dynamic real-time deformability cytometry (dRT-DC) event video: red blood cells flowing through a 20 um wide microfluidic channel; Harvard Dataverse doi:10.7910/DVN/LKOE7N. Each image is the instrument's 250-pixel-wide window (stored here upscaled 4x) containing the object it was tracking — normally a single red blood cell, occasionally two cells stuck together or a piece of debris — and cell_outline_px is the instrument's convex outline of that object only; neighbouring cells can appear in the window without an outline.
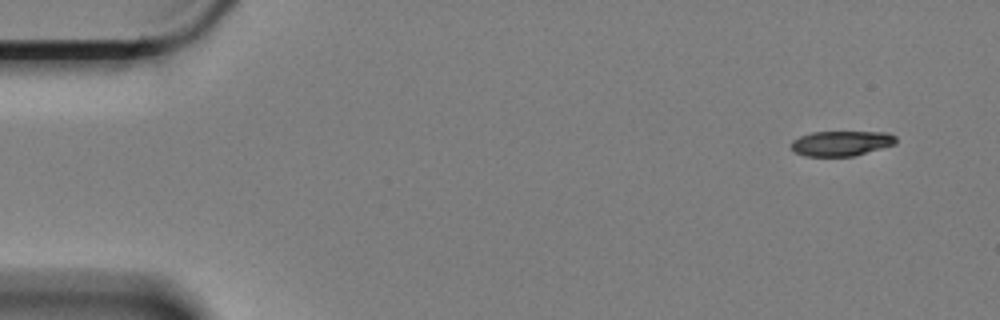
{"species": "Egyptian fruit bat (a non-hibernating species)", "species_latin": "Rousettus aegyptiacus", "temperature_condition": "cold", "stored_images_in_passage": 4, "camera_frame_rate_fps": 3000, "um_per_image_px": 0.085, "animal": {"sex": "female"}, "frame": {"image": 1, "passage_image": 1, "time_ms": 0.0, "image_size_px": [1000, 320], "cell_outline_px": [[896, 144], [856, 156], [804, 156], [796, 152], [788, 144], [792, 140], [800, 136], [812, 132], [888, 132], [896, 136]], "centroid_in_image_um": [71.51, 12.18], "position_along_channel_um": 13.5, "area_um2": 15.49}}